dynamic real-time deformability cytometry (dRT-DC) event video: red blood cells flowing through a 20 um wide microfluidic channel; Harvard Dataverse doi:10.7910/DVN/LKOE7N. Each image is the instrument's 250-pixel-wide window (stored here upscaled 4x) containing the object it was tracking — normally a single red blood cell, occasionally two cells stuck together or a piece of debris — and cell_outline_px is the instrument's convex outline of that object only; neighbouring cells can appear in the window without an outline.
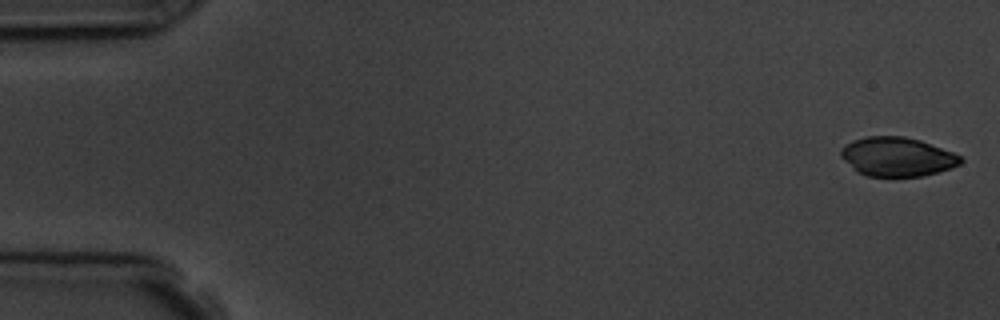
{"species": "common noctule bat (a hibernating species)", "species_latin": "Nyctalus noctula", "temperature_condition": "room temperature", "stored_images_in_passage": 6, "camera_frame_rate_fps": 3000, "um_per_image_px": 0.085, "animal": {"sex": "male", "body_mass_g": 19.5, "forearm_length_mm": 54.6}, "frame": {"image": 1, "passage_image": 1, "time_ms": 0.0, "image_size_px": [1000, 320], "cell_outline_px": [[964, 160], [960, 164], [952, 168], [924, 176], [868, 176], [856, 172], [840, 156], [840, 148], [844, 144], [852, 140], [868, 136], [904, 136], [920, 140], [952, 152], [960, 156]], "centroid_in_image_um": [76.23, 13.32], "position_along_channel_um": 8.8, "area_um2": 27.4}}